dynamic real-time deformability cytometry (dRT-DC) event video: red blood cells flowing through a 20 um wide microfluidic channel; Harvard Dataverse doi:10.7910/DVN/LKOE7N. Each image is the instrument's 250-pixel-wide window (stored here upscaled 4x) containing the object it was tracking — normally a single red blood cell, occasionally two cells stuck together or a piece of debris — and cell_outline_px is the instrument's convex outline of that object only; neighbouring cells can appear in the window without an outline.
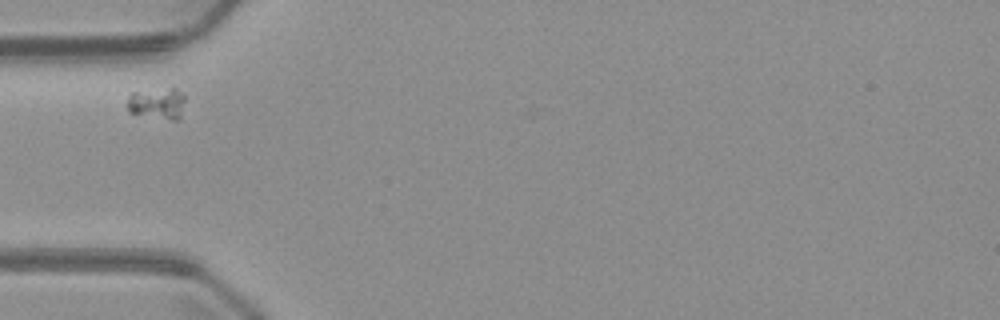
{"species": "common noctule bat (a hibernating species)", "species_latin": "Nyctalus noctula", "temperature_condition": "warm", "stored_images_in_passage": 1, "camera_frame_rate_fps": 3000, "um_per_image_px": 0.085, "animal": {"sex": "male", "body_mass_g": 23.1, "forearm_length_mm": 52.7}, "frame": {"image": 1, "passage_image": 1, "time_ms": 0.0, "image_size_px": [1000, 320], "cell_outline_px": [[184, 100], [180, 120], [172, 120], [128, 112], [128, 100], [132, 92], [172, 84], [184, 96]], "centroid_in_image_um": [13.4, 8.72], "position_along_channel_um": 71.6, "area_um2": 10.98}}